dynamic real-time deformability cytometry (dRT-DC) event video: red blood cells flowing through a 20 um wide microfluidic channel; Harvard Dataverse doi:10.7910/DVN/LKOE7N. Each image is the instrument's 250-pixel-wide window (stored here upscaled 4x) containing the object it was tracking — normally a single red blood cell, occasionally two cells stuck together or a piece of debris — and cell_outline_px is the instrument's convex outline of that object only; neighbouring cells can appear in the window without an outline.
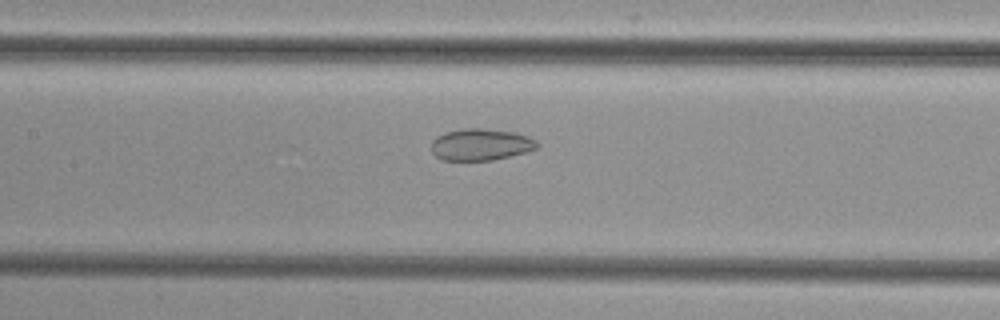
{"species": "common noctule bat (a hibernating species)", "species_latin": "Nyctalus noctula", "temperature_condition": "cold", "stored_images_in_passage": 39, "camera_frame_rate_fps": 3000, "um_per_image_px": 0.085, "animal": {"sex": "female", "body_mass_g": 29.2, "forearm_length_mm": 56.3}, "frame": {"image": 1, "passage_image": 15, "time_ms": 4.667, "image_size_px": [1000, 320], "cell_outline_px": [[540, 144], [536, 148], [524, 152], [492, 160], [440, 160], [432, 152], [432, 140], [436, 136], [444, 132], [460, 128], [484, 128], [516, 132], [528, 136], [536, 140]], "centroid_in_image_um": [40.84, 12.27], "position_along_channel_um": 166.6, "area_um2": 19.71}}
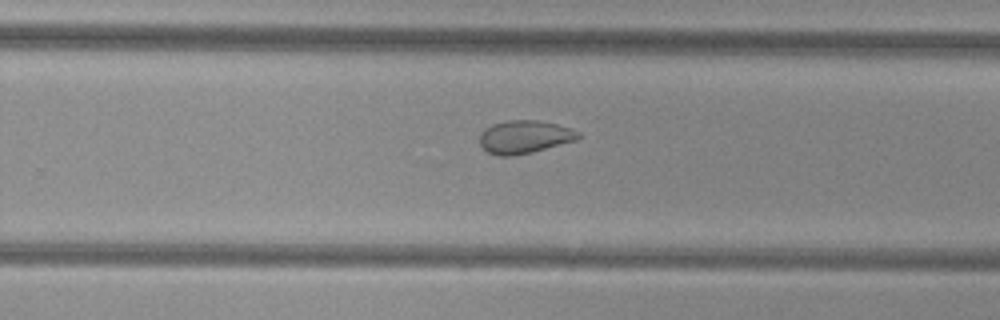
{"frame": {"image": 2, "passage_image": 24, "time_ms": 7.667, "image_size_px": [1000, 320], "cell_outline_px": [[580, 136], [576, 140], [532, 152], [512, 156], [500, 156], [488, 152], [480, 144], [480, 132], [484, 128], [492, 124], [508, 120], [540, 120], [572, 128], [580, 132]], "centroid_in_image_um": [44.58, 11.62], "position_along_channel_um": 285.2, "area_um2": 19.02}}
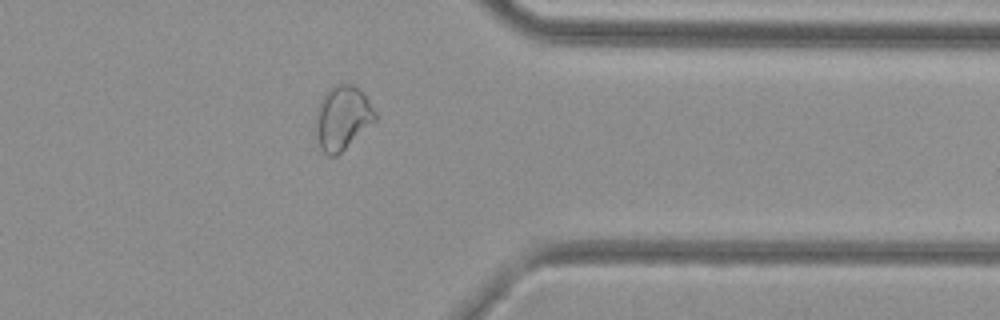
{"frame": {"image": 3, "passage_image": 32, "time_ms": 10.333, "image_size_px": [1000, 320], "cell_outline_px": [[376, 120], [336, 156], [328, 156], [320, 148], [316, 136], [316, 108], [324, 92], [336, 84], [352, 84], [364, 92], [376, 112]], "centroid_in_image_um": [29.09, 9.99], "position_along_channel_um": 382.3, "area_um2": 22.2}}